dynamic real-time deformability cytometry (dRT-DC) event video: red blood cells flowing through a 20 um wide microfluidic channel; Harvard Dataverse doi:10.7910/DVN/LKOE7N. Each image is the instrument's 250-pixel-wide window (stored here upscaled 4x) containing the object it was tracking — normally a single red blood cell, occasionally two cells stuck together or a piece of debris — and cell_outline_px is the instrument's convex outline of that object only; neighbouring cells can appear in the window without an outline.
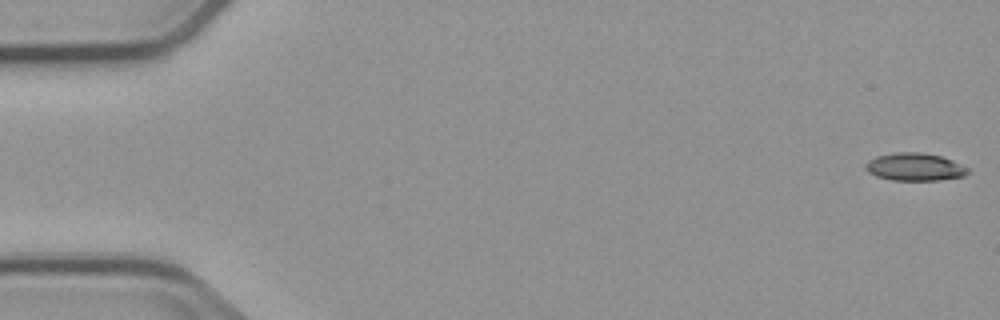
{"species": "common noctule bat (a hibernating species)", "species_latin": "Nyctalus noctula", "temperature_condition": "cold", "stored_images_in_passage": 4, "camera_frame_rate_fps": 3000, "um_per_image_px": 0.085, "animal": {"sex": "male", "body_mass_g": 23.1, "forearm_length_mm": 52.7}, "frame": {"image": 1, "passage_image": 1, "time_ms": 0.0, "image_size_px": [1000, 320], "cell_outline_px": [[972, 172], [964, 176], [940, 180], [892, 180], [876, 176], [868, 172], [864, 168], [864, 164], [868, 160], [876, 156], [896, 152], [920, 152], [940, 156], [952, 160], [972, 168]], "centroid_in_image_um": [77.79, 14.19], "position_along_channel_um": 7.2, "area_um2": 16.82}}
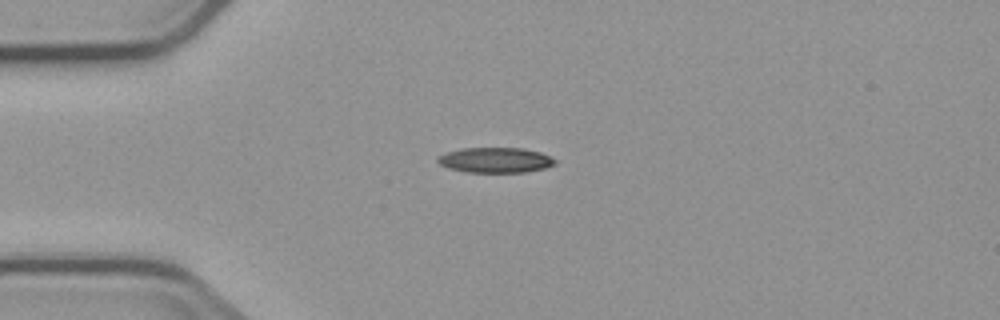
{"frame": {"image": 2, "passage_image": 4, "time_ms": 4.333, "image_size_px": [1000, 320], "cell_outline_px": [[556, 164], [544, 168], [524, 172], [468, 172], [448, 168], [440, 164], [436, 160], [440, 156], [448, 152], [460, 148], [524, 148], [540, 152], [556, 160]], "centroid_in_image_um": [42.11, 13.6], "position_along_channel_um": 42.9, "area_um2": 17.11}}